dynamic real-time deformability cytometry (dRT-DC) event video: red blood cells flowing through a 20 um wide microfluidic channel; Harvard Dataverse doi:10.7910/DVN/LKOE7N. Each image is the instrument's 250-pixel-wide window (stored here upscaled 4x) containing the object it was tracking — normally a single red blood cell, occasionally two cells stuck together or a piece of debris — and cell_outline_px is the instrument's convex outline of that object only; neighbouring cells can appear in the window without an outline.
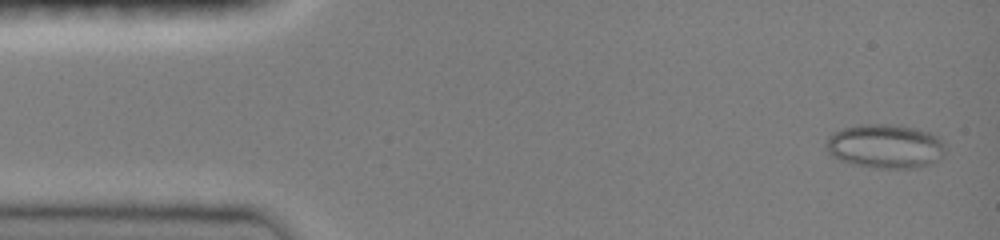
{"species": "common noctule bat (a hibernating species)", "species_latin": "Nyctalus noctula", "temperature_condition": "room temperature", "stored_images_in_passage": 15, "camera_frame_rate_fps": 3000, "um_per_image_px": 0.085, "animal": {"sex": "female", "body_mass_g": 19.0, "forearm_length_mm": 51.5}, "frame": {"image": 1, "passage_image": 2, "time_ms": 0.333, "image_size_px": [1000, 240], "cell_outline_px": [[944, 152], [940, 160], [932, 164], [904, 168], [884, 168], [856, 164], [840, 160], [832, 156], [824, 148], [824, 144], [828, 136], [832, 132], [844, 128], [860, 124], [900, 124], [916, 128], [928, 132], [936, 136], [944, 144]], "centroid_in_image_um": [75.22, 12.41], "position_along_channel_um": 9.8, "area_um2": 30.69}}
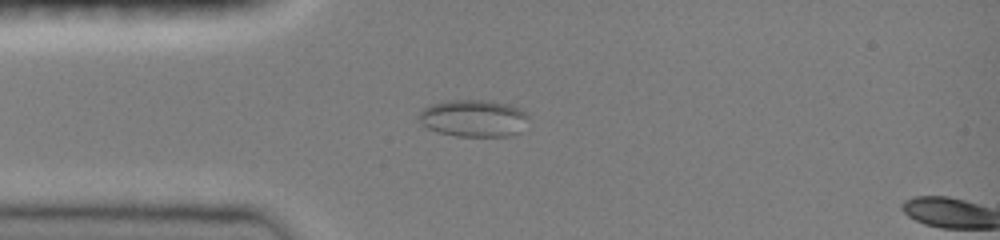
{"frame": {"image": 2, "passage_image": 13, "time_ms": 4.0, "image_size_px": [1000, 240], "cell_outline_px": [[528, 116], [520, 132], [512, 136], [456, 136], [436, 132], [428, 128], [416, 116], [424, 108], [432, 104], [448, 100], [488, 100], [508, 104], [520, 108]], "centroid_in_image_um": [40.25, 10.05], "position_along_channel_um": 44.8, "area_um2": 23.7}}